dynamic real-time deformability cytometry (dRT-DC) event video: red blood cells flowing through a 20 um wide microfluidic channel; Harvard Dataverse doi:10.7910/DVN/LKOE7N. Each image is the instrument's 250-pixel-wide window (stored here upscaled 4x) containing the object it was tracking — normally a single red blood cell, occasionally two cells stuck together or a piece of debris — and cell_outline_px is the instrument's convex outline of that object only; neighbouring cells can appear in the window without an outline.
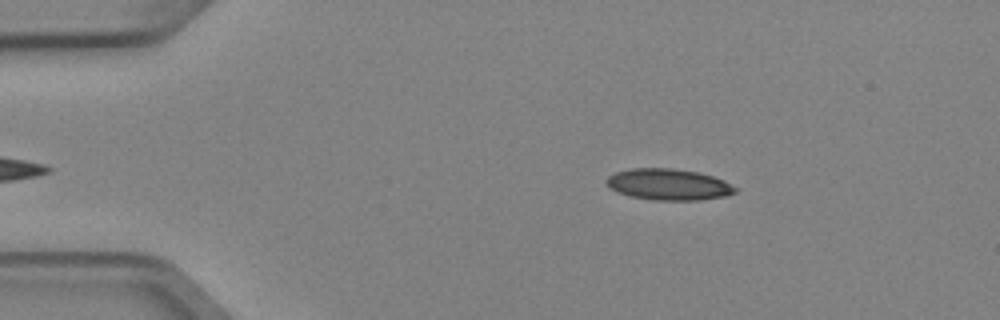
{"species": "Egyptian fruit bat (a non-hibernating species)", "species_latin": "Rousettus aegyptiacus", "temperature_condition": "cold", "stored_images_in_passage": 3, "camera_frame_rate_fps": 3000, "um_per_image_px": 0.085, "animal": {"sex": "female"}, "frame": {"image": 1, "passage_image": 1, "time_ms": 0.0, "image_size_px": [1000, 320], "cell_outline_px": [[736, 192], [724, 196], [700, 200], [656, 200], [628, 196], [616, 192], [604, 180], [608, 176], [616, 172], [632, 168], [672, 168], [700, 172], [724, 180], [736, 188]], "centroid_in_image_um": [56.81, 15.67], "position_along_channel_um": 28.2, "area_um2": 23.47}}
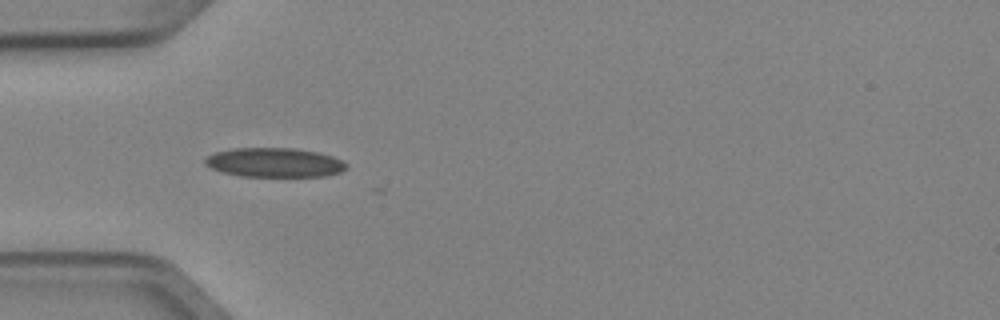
{"frame": {"image": 2, "passage_image": 3, "time_ms": 0.667, "image_size_px": [1000, 320], "cell_outline_px": [[348, 168], [340, 172], [328, 176], [240, 176], [224, 172], [212, 168], [204, 164], [204, 156], [216, 152], [232, 148], [292, 148], [320, 152], [332, 156], [348, 164]], "centroid_in_image_um": [23.33, 13.81], "position_along_channel_um": 61.7, "area_um2": 24.22}}